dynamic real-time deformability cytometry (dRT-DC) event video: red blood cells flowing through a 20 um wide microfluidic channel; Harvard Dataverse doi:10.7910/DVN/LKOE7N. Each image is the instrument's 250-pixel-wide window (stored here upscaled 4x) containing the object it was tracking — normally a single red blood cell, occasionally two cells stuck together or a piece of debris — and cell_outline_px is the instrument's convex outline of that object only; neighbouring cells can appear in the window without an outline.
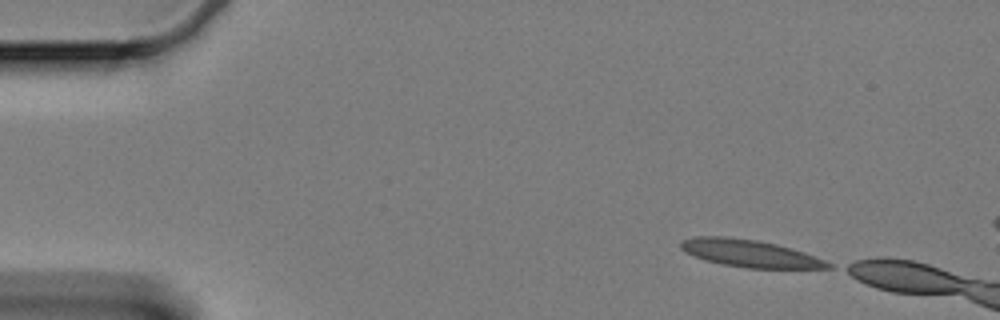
{"species": "Egyptian fruit bat (a non-hibernating species)", "species_latin": "Rousettus aegyptiacus", "temperature_condition": "cold", "stored_images_in_passage": 7, "camera_frame_rate_fps": 3000, "um_per_image_px": 0.085, "animal": {"sex": "female"}, "frame": {"image": 1, "passage_image": 1, "time_ms": 0.0, "image_size_px": [1000, 320], "cell_outline_px": [[832, 268], [748, 268], [720, 264], [704, 260], [684, 252], [680, 248], [680, 240], [696, 236], [728, 236], [756, 240], [776, 244], [792, 248], [804, 252], [824, 260], [832, 264]], "centroid_in_image_um": [63.68, 21.53], "position_along_channel_um": 21.3, "area_um2": 23.52}}